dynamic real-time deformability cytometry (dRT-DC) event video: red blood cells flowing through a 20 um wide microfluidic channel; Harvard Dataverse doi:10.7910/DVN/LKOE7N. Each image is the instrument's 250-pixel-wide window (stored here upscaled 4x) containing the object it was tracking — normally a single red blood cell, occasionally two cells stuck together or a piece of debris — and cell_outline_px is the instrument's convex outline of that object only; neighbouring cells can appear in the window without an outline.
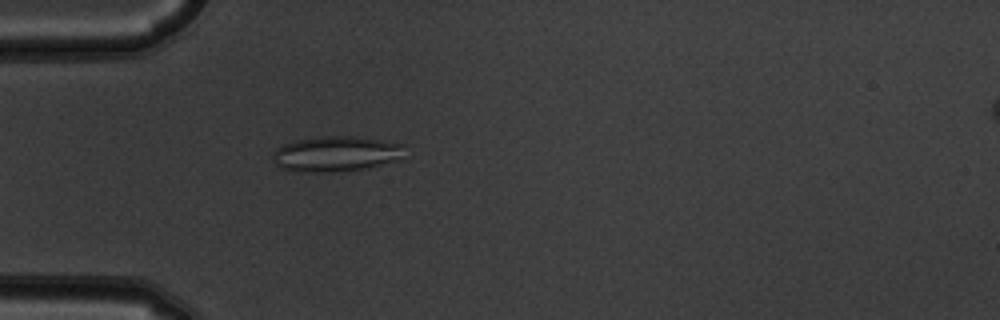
{"species": "common noctule bat (a hibernating species)", "species_latin": "Nyctalus noctula", "temperature_condition": "warm", "stored_images_in_passage": 3, "camera_frame_rate_fps": 3000, "um_per_image_px": 0.085, "animal": {"sex": "male", "body_mass_g": 19.5, "forearm_length_mm": 54.6}, "frame": {"image": 1, "passage_image": 3, "time_ms": 0.667, "image_size_px": [1000, 320], "cell_outline_px": [[404, 144], [400, 160], [364, 168], [332, 172], [304, 172], [280, 168], [272, 160], [272, 152], [276, 148], [284, 144], [296, 140], [324, 136], [356, 136]], "centroid_in_image_um": [28.52, 13.07], "position_along_channel_um": 56.5, "area_um2": 27.11}}